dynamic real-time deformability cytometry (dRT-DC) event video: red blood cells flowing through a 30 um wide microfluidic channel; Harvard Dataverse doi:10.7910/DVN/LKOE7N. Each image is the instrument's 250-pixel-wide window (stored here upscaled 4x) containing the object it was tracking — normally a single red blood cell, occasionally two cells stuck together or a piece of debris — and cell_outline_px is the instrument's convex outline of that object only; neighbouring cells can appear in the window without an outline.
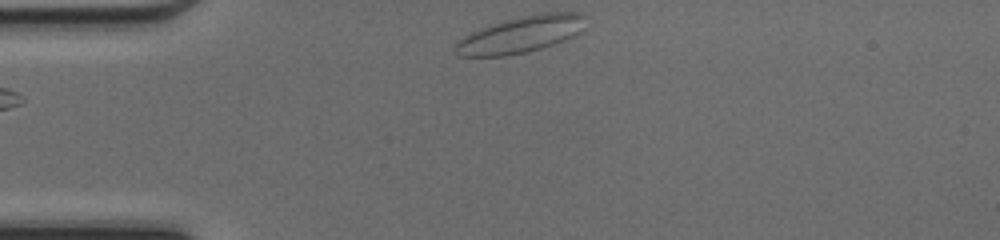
{"species": "common noctule bat (a hibernating species)", "species_latin": "Nyctalus noctula", "temperature_condition": "cold", "stored_images_in_passage": 38, "camera_frame_rate_fps": 3000, "um_per_image_px": 0.085, "animal": {"sex": "female", "body_mass_g": 17.0, "forearm_length_mm": 48.0}, "frame": {"image": 1, "passage_image": 1, "time_ms": 0.0, "image_size_px": [1000, 240], "cell_outline_px": [[584, 16], [580, 32], [564, 40], [540, 48], [524, 52], [504, 56], [460, 56], [456, 52], [456, 44], [464, 36], [480, 28], [492, 24], [524, 16], [544, 12], [580, 12]], "centroid_in_image_um": [44.26, 2.93], "position_along_channel_um": 40.7, "area_um2": 26.99}}
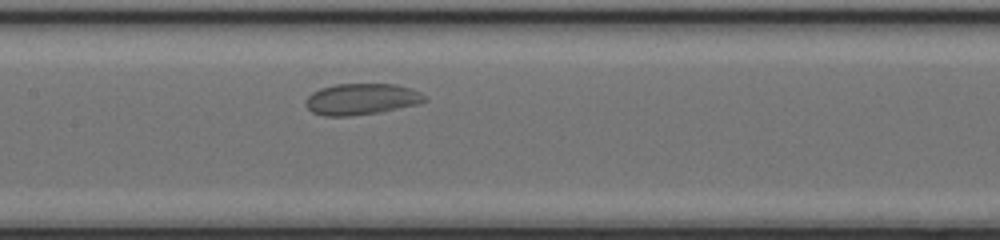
{"frame": {"image": 2, "passage_image": 13, "time_ms": 4.0, "image_size_px": [1000, 240], "cell_outline_px": [[428, 100], [420, 104], [380, 112], [348, 116], [324, 116], [312, 112], [304, 104], [308, 96], [312, 92], [320, 88], [336, 84], [396, 84], [412, 88], [428, 96]], "centroid_in_image_um": [30.77, 8.42], "position_along_channel_um": 176.6, "area_um2": 21.96}}
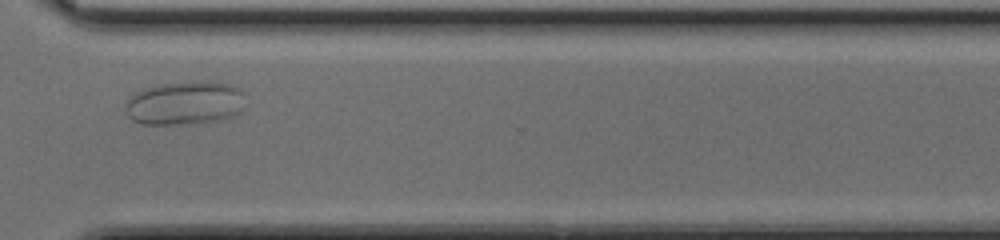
{"frame": {"image": 3, "passage_image": 26, "time_ms": 8.333, "image_size_px": [1000, 240], "cell_outline_px": [[244, 108], [240, 112], [232, 116], [220, 120], [192, 124], [140, 124], [132, 120], [128, 116], [124, 108], [132, 92], [140, 88], [156, 84], [208, 80], [228, 84], [240, 88], [244, 92]], "centroid_in_image_um": [15.7, 8.74], "position_along_channel_um": 354.9, "area_um2": 31.33}}